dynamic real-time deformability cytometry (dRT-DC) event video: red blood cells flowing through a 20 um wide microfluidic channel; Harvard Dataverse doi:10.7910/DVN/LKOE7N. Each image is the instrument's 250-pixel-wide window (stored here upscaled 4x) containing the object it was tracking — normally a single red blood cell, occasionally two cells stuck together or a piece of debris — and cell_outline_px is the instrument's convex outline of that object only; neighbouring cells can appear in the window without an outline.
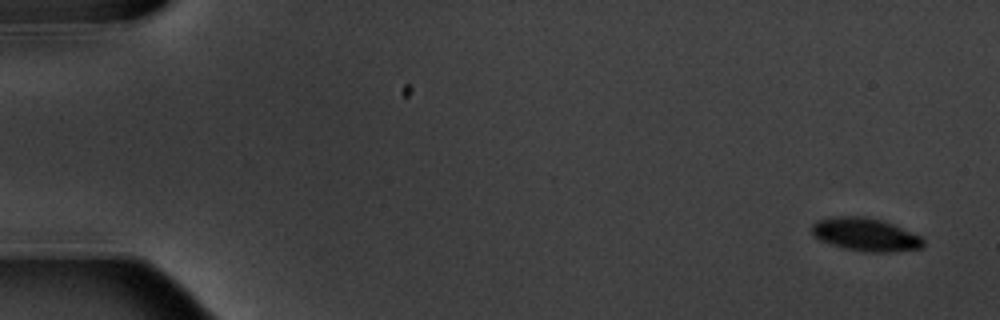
{"species": "common noctule bat (a hibernating species)", "species_latin": "Nyctalus noctula", "temperature_condition": "warm", "stored_images_in_passage": 15, "camera_frame_rate_fps": 3000, "um_per_image_px": 0.085, "animal": {"sex": "male", "body_mass_g": 20.1, "forearm_length_mm": 53.5}, "frame": {"image": 1, "passage_image": 1, "time_ms": 0.0, "image_size_px": [1000, 320], "cell_outline_px": [[924, 244], [920, 248], [888, 252], [872, 252], [844, 248], [820, 240], [812, 232], [812, 224], [816, 220], [836, 216], [864, 216], [880, 220], [892, 224], [920, 236], [924, 240]], "centroid_in_image_um": [73.55, 19.92], "position_along_channel_um": 11.5, "area_um2": 21.1}}
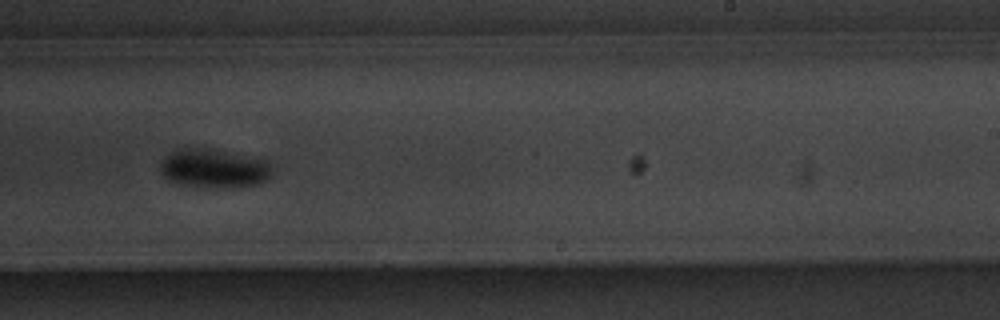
{"frame": {"image": 2, "passage_image": 10, "time_ms": 11.333, "image_size_px": [1000, 320], "cell_outline_px": [[272, 176], [268, 180], [260, 184], [208, 188], [200, 188], [180, 184], [168, 180], [160, 172], [160, 164], [164, 156], [168, 152], [176, 148], [196, 148], [268, 160], [272, 172]], "centroid_in_image_um": [18.13, 14.34], "position_along_channel_um": 270.9, "area_um2": 25.2}}
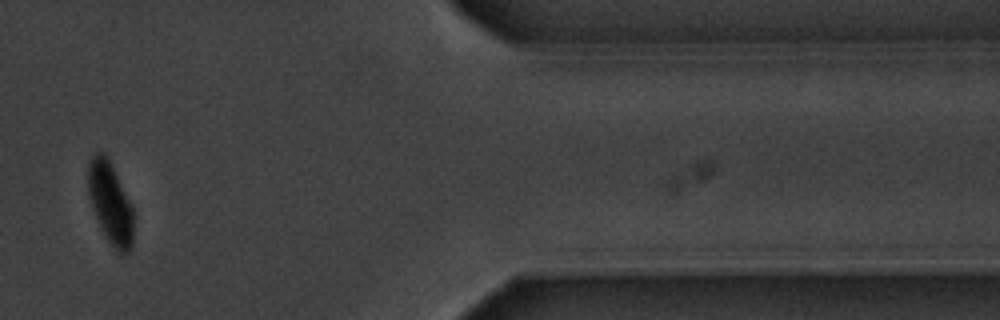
{"frame": {"image": 3, "passage_image": 13, "time_ms": 16.0, "image_size_px": [1000, 320], "cell_outline_px": [[132, 244], [128, 252], [124, 256], [104, 236], [100, 228], [92, 208], [88, 196], [88, 160], [96, 152], [104, 152], [112, 164], [132, 204]], "centroid_in_image_um": [9.36, 17.21], "position_along_channel_um": 402.0, "area_um2": 21.68}, "authors_computed_cell_mechanics": {"area_um2": 23.4668, "velocity_mm_per_s": 3.5466, "shape_relaxation_time_tau1_ms": 2.6124, "shape_relaxation_time_tau2_ms": null, "deformation_change_tau1": 0.1407, "deformation_change_tau2": null}}